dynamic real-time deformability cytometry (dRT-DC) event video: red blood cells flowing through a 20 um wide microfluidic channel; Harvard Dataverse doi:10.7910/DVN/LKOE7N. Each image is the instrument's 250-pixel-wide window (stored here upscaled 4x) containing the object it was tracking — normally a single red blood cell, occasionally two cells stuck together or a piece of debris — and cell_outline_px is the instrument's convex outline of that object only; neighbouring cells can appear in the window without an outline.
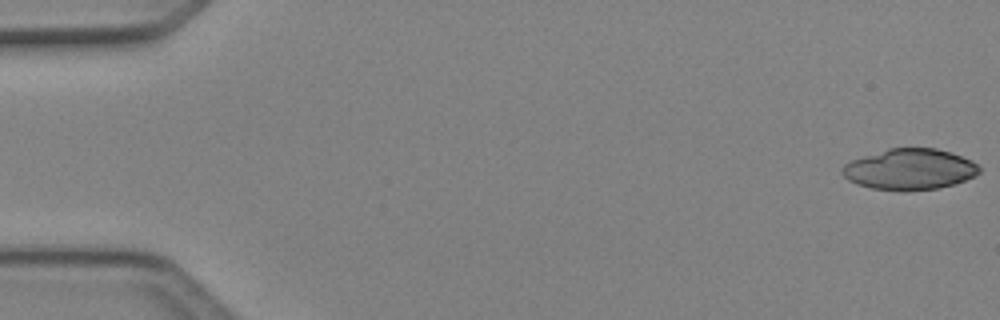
{"species": "Egyptian fruit bat (a non-hibernating species)", "species_latin": "Rousettus aegyptiacus", "temperature_condition": "cold", "stored_images_in_passage": 49, "camera_frame_rate_fps": 3000, "um_per_image_px": 0.085, "animal": {"sex": "female"}, "frame": {"image": 1, "passage_image": 1, "time_ms": 0.0, "image_size_px": [1000, 320], "cell_outline_px": [[980, 172], [976, 176], [952, 184], [936, 188], [904, 192], [872, 188], [856, 184], [848, 180], [840, 172], [840, 168], [844, 164], [852, 160], [888, 148], [936, 148], [952, 152], [972, 160], [980, 168]], "centroid_in_image_um": [77.31, 14.39], "position_along_channel_um": 7.7, "area_um2": 32.89}}